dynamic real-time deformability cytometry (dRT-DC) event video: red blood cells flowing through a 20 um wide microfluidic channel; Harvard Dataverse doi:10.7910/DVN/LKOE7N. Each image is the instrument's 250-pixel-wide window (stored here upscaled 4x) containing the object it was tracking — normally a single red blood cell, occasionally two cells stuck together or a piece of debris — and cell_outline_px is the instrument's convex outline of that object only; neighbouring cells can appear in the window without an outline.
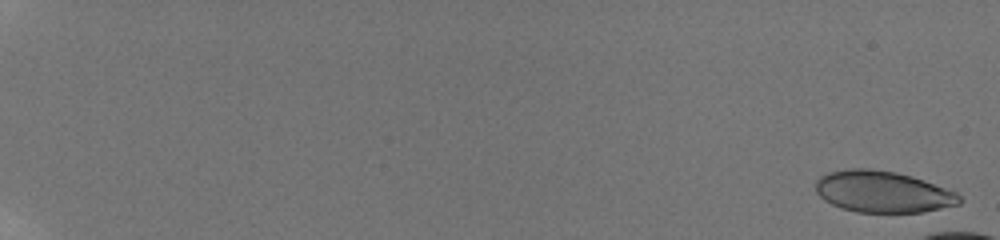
{"species": "human", "species_latin": "Homo sapiens", "temperature_condition": "room temperature", "stored_images_in_passage": 19, "camera_frame_rate_fps": 3000, "um_per_image_px": 0.085, "donor": {"sex": "male"}, "frame": {"image": 1, "passage_image": 2, "time_ms": 0.333, "image_size_px": [1000, 240], "cell_outline_px": [[964, 200], [960, 204], [924, 212], [856, 212], [840, 208], [824, 200], [816, 192], [816, 180], [820, 176], [828, 172], [848, 168], [868, 168], [896, 172], [912, 176], [924, 180], [956, 192]], "centroid_in_image_um": [75.03, 16.3], "position_along_channel_um": 10.0, "area_um2": 34.97}}